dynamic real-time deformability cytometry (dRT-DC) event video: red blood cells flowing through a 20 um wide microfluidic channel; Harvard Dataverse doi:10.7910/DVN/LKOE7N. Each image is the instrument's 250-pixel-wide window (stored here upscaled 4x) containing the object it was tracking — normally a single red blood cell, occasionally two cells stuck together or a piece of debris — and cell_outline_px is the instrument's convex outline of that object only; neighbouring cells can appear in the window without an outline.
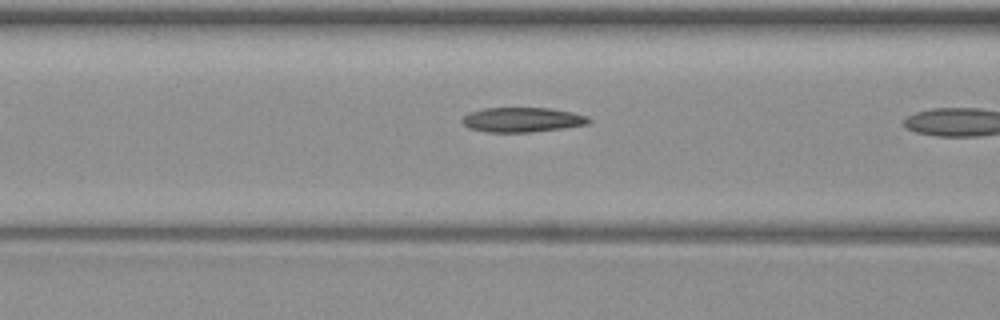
{"species": "common noctule bat (a hibernating species)", "species_latin": "Nyctalus noctula", "temperature_condition": "warm", "stored_images_in_passage": 5, "camera_frame_rate_fps": 3000, "um_per_image_px": 0.085, "animal": {"sex": "female", "body_mass_g": 19.3, "forearm_length_mm": 54.1}, "frame": {"image": 1, "passage_image": 4, "time_ms": 5.0, "image_size_px": [1000, 320], "cell_outline_px": [[592, 120], [588, 124], [564, 128], [532, 132], [488, 132], [468, 128], [460, 120], [468, 112], [484, 108], [552, 108], [572, 112], [588, 116]], "centroid_in_image_um": [44.4, 10.17], "position_along_channel_um": 122.2, "area_um2": 18.38}}